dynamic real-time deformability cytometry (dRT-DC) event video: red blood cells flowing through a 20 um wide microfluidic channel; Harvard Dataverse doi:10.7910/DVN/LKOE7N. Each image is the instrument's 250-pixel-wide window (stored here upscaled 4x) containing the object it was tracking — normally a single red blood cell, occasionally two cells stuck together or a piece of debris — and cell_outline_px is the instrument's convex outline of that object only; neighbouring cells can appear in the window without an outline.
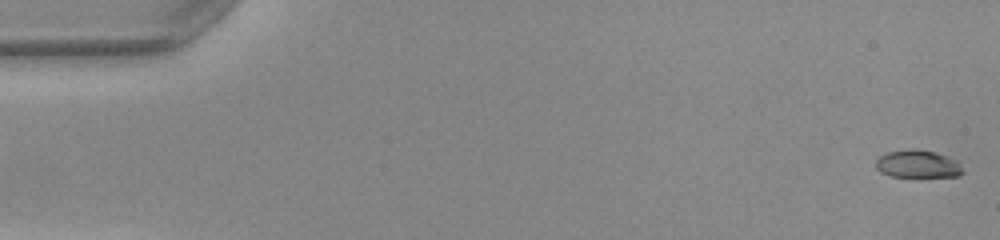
{"species": "common noctule bat (a hibernating species)", "species_latin": "Nyctalus noctula", "temperature_condition": "warm", "stored_images_in_passage": 52, "camera_frame_rate_fps": 3000, "um_per_image_px": 0.085, "animal": {"sex": "female", "body_mass_g": 22.0, "forearm_length_mm": 56.7}, "frame": {"image": 1, "passage_image": 1, "time_ms": 0.0, "image_size_px": [1000, 240], "cell_outline_px": [[964, 172], [960, 176], [888, 176], [880, 172], [876, 168], [876, 160], [880, 156], [888, 152], [912, 148], [916, 148], [936, 152], [948, 156], [956, 160], [960, 164]], "centroid_in_image_um": [78.02, 13.93], "position_along_channel_um": 7.0, "area_um2": 14.1}}
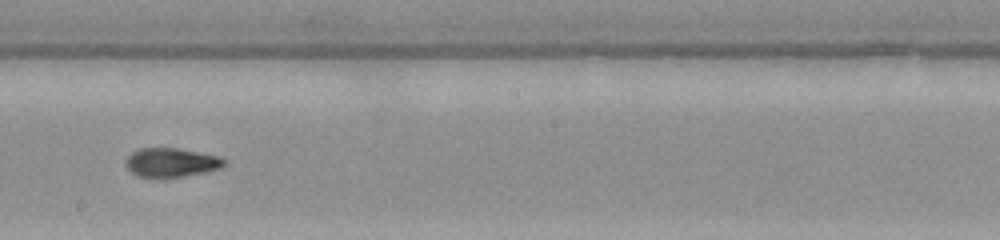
{"frame": {"image": 2, "passage_image": 29, "time_ms": 9.333, "image_size_px": [1000, 240], "cell_outline_px": [[224, 164], [220, 168], [204, 172], [184, 176], [136, 176], [128, 168], [128, 156], [132, 152], [140, 148], [176, 148], [220, 156], [224, 160]], "centroid_in_image_um": [14.58, 13.79], "position_along_channel_um": 233.6, "area_um2": 16.07}}
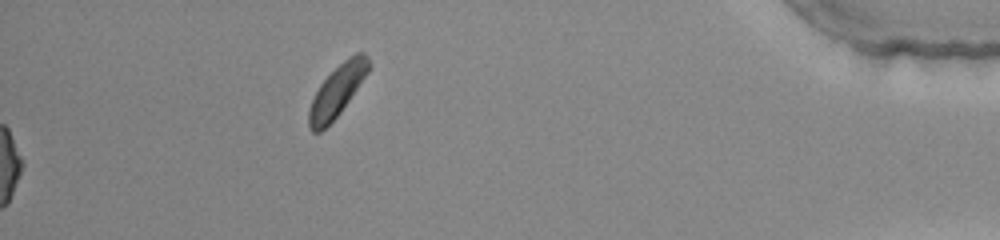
{"frame": {"image": 3, "passage_image": 52, "time_ms": 17.0, "image_size_px": [1000, 240], "cell_outline_px": [[372, 64], [368, 72], [340, 112], [320, 132], [312, 132], [308, 128], [308, 112], [312, 100], [320, 84], [348, 56], [356, 52], [364, 52], [368, 56]], "centroid_in_image_um": [28.67, 7.69], "position_along_channel_um": 406.5, "area_um2": 17.63}, "authors_computed_cell_mechanics": {"area_um2": 16.1262, "velocity_mm_per_s": 4.0485, "shape_relaxation_time_tau1_ms": 7.2547, "shape_relaxation_time_tau2_ms": 2.0508, "deformation_change_tau1": 0.2578, "deformation_change_tau2": 0.0734}}